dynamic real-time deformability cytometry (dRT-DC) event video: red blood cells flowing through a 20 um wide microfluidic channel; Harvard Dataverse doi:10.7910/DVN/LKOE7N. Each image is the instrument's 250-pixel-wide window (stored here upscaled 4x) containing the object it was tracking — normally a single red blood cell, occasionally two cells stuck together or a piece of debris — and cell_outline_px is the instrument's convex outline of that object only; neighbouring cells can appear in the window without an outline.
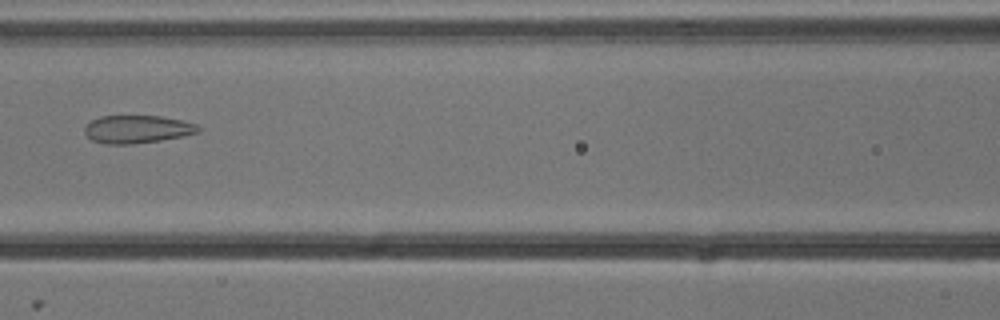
{"species": "common noctule bat (a hibernating species)", "species_latin": "Nyctalus noctula", "temperature_condition": "cold", "stored_images_in_passage": 7, "camera_frame_rate_fps": 3000, "um_per_image_px": 0.085, "animal": {"sex": "male", "body_mass_g": 13.3}, "frame": {"image": 1, "passage_image": 7, "time_ms": 2.0, "image_size_px": [1000, 320], "cell_outline_px": [[200, 132], [160, 140], [132, 144], [104, 144], [92, 140], [84, 132], [84, 128], [92, 120], [100, 116], [160, 116], [180, 120], [196, 124], [200, 128]], "centroid_in_image_um": [11.64, 10.98], "position_along_channel_um": 155.0, "area_um2": 18.26}}